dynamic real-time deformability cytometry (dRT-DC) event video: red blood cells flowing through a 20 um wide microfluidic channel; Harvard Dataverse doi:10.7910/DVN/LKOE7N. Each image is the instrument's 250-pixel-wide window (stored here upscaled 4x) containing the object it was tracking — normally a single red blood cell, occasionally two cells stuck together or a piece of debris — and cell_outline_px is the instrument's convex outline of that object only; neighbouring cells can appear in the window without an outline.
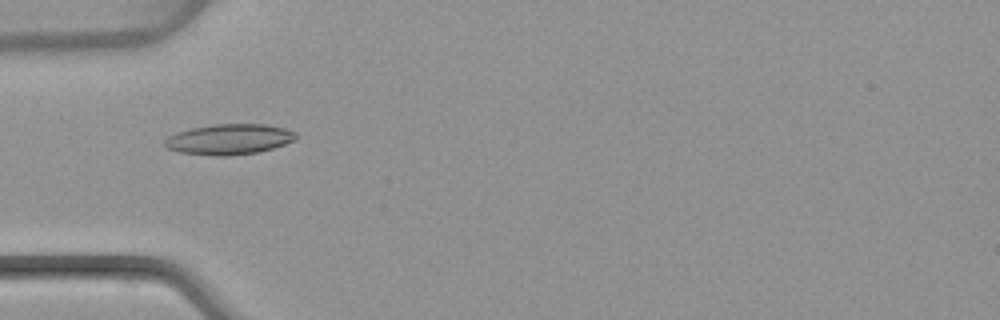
{"species": "common noctule bat (a hibernating species)", "species_latin": "Nyctalus noctula", "temperature_condition": "warm", "stored_images_in_passage": 42, "camera_frame_rate_fps": 3000, "um_per_image_px": 0.085, "animal": {"sex": "female", "body_mass_g": 22.7, "forearm_length_mm": 54.2}, "frame": {"image": 1, "passage_image": 8, "time_ms": 2.333, "image_size_px": [1000, 320], "cell_outline_px": [[296, 140], [272, 148], [256, 152], [228, 156], [216, 156], [180, 152], [164, 148], [164, 140], [168, 136], [176, 132], [192, 128], [212, 124], [264, 124], [284, 128], [296, 132]], "centroid_in_image_um": [19.44, 11.84], "position_along_channel_um": 65.6, "area_um2": 23.35}}
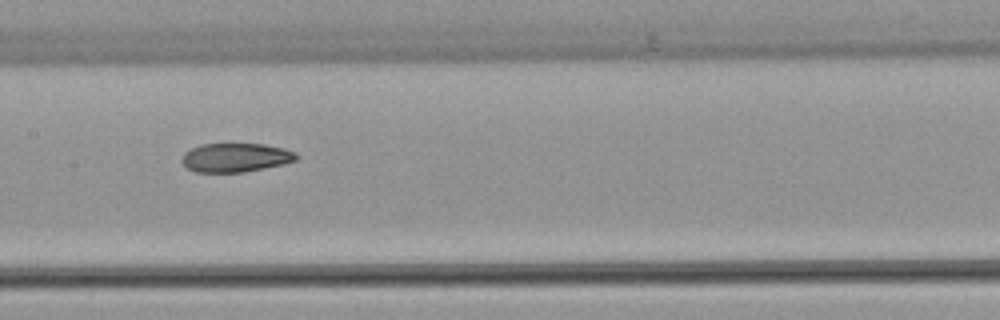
{"frame": {"image": 2, "passage_image": 17, "time_ms": 5.333, "image_size_px": [1000, 320], "cell_outline_px": [[300, 156], [296, 160], [284, 164], [244, 172], [196, 172], [188, 168], [180, 160], [184, 152], [200, 144], [264, 144], [284, 148], [296, 152]], "centroid_in_image_um": [20.04, 13.39], "position_along_channel_um": 187.4, "area_um2": 19.36}}
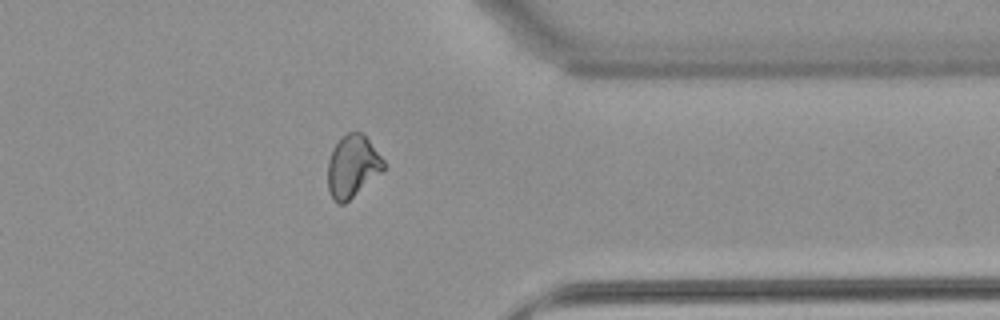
{"frame": {"image": 3, "passage_image": 32, "time_ms": 10.333, "image_size_px": [1000, 320], "cell_outline_px": [[384, 168], [380, 172], [344, 204], [340, 204], [332, 200], [328, 192], [328, 160], [332, 148], [340, 136], [348, 132], [364, 132], [384, 160]], "centroid_in_image_um": [29.93, 14.09], "position_along_channel_um": 381.5, "area_um2": 20.29}, "authors_computed_cell_mechanics": {"area_um2": 20.5768, "velocity_mm_per_s": 4.0676, "shape_relaxation_time_tau1_ms": null, "shape_relaxation_time_tau2_ms": 3.0682, "deformation_change_tau1": null, "deformation_change_tau2": 0.0872}}